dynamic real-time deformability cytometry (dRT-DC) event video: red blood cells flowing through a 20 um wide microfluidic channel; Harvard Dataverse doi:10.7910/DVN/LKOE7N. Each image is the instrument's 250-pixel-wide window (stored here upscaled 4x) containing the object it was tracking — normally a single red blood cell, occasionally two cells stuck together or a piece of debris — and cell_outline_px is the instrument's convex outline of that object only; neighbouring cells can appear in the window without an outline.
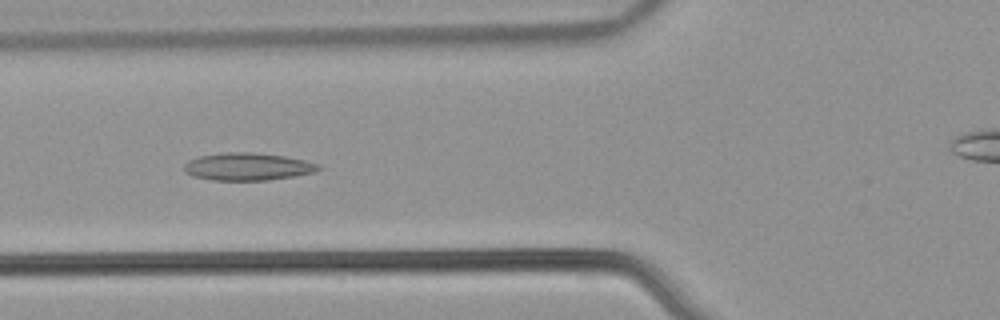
{"species": "common noctule bat (a hibernating species)", "species_latin": "Nyctalus noctula", "temperature_condition": "warm", "stored_images_in_passage": 53, "camera_frame_rate_fps": 3000, "um_per_image_px": 0.085, "animal": {"sex": "male", "body_mass_g": 21.5, "forearm_length_mm": 52.0}, "frame": {"image": 1, "passage_image": 20, "time_ms": 6.333, "image_size_px": [1000, 320], "cell_outline_px": [[320, 168], [312, 172], [292, 176], [268, 180], [212, 180], [192, 176], [184, 172], [184, 164], [188, 160], [200, 156], [224, 152], [248, 152], [284, 156], [304, 160], [320, 164]], "centroid_in_image_um": [20.99, 14.16], "position_along_channel_um": 104.8, "area_um2": 21.39}}
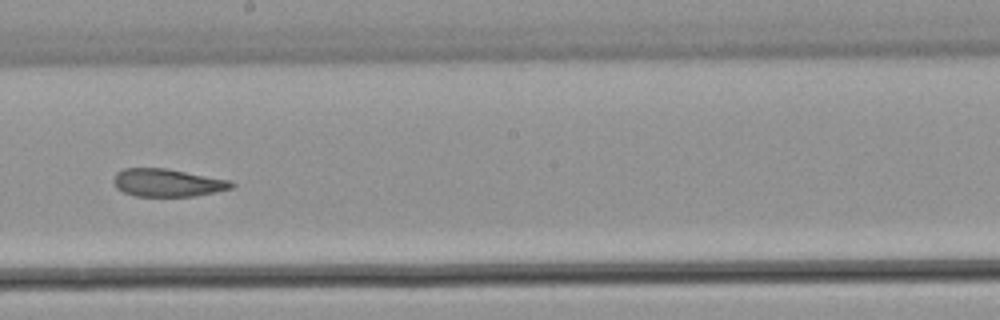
{"frame": {"image": 2, "passage_image": 30, "time_ms": 9.667, "image_size_px": [1000, 320], "cell_outline_px": [[236, 184], [232, 188], [196, 196], [136, 196], [124, 192], [116, 188], [112, 180], [116, 172], [124, 168], [164, 168], [228, 180]], "centroid_in_image_um": [14.19, 15.53], "position_along_channel_um": 234.0, "area_um2": 18.96}}
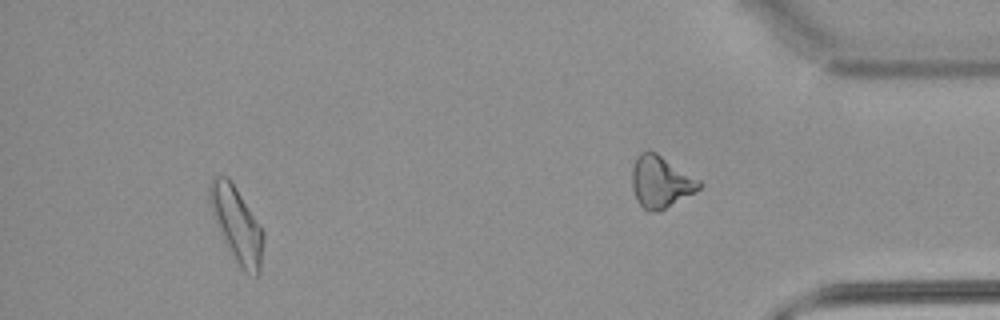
{"frame": {"image": 3, "passage_image": 49, "time_ms": 16.0, "image_size_px": [1000, 320], "cell_outline_px": [[264, 236], [260, 272], [256, 276], [244, 272], [236, 260], [208, 204], [208, 188], [212, 176], [228, 176], [232, 180], [260, 224], [264, 232]], "centroid_in_image_um": [20.14, 19.0], "position_along_channel_um": 415.1, "area_um2": 23.12}, "authors_computed_cell_mechanics": {"area_um2": 21.2704, "velocity_mm_per_s": 3.8851, "shape_relaxation_time_tau1_ms": null, "shape_relaxation_time_tau2_ms": 5.7959, "deformation_change_tau1": null, "deformation_change_tau2": 0.1448}}